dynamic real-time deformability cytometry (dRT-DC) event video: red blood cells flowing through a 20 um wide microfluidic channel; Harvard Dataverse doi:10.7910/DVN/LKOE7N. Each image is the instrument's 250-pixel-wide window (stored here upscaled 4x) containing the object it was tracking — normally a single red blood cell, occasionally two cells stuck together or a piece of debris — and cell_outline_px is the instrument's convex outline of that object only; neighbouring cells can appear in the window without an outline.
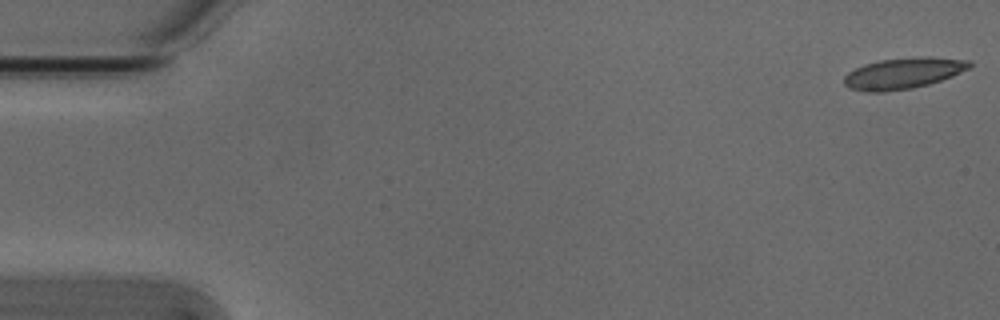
{"species": "Egyptian fruit bat (a non-hibernating species)", "species_latin": "Rousettus aegyptiacus", "temperature_condition": "cold", "stored_images_in_passage": 5, "camera_frame_rate_fps": 3000, "um_per_image_px": 0.085, "animal": {"sex": "male"}, "frame": {"image": 1, "passage_image": 1, "time_ms": 0.0, "image_size_px": [1000, 320], "cell_outline_px": [[972, 64], [968, 68], [952, 76], [928, 84], [912, 88], [884, 92], [868, 92], [848, 88], [844, 84], [844, 76], [848, 72], [864, 64], [880, 60], [920, 56], [928, 56], [968, 60]], "centroid_in_image_um": [76.74, 6.22], "position_along_channel_um": 8.3, "area_um2": 22.66}}